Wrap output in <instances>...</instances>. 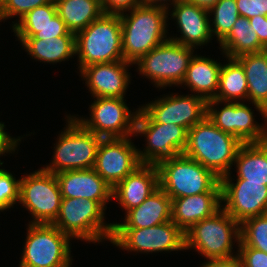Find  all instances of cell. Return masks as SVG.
Returning a JSON list of instances; mask_svg holds the SVG:
<instances>
[{"label": "cell", "mask_w": 267, "mask_h": 267, "mask_svg": "<svg viewBox=\"0 0 267 267\" xmlns=\"http://www.w3.org/2000/svg\"><path fill=\"white\" fill-rule=\"evenodd\" d=\"M138 110L135 123L175 124L189 130L207 116V100L196 94L172 93Z\"/></svg>", "instance_id": "8fae6325"}, {"label": "cell", "mask_w": 267, "mask_h": 267, "mask_svg": "<svg viewBox=\"0 0 267 267\" xmlns=\"http://www.w3.org/2000/svg\"><path fill=\"white\" fill-rule=\"evenodd\" d=\"M227 59L229 63L222 65L220 70L219 86L214 99L220 102H245V99L248 101L245 70L236 58Z\"/></svg>", "instance_id": "f546056e"}, {"label": "cell", "mask_w": 267, "mask_h": 267, "mask_svg": "<svg viewBox=\"0 0 267 267\" xmlns=\"http://www.w3.org/2000/svg\"><path fill=\"white\" fill-rule=\"evenodd\" d=\"M180 1H183V0H172V1L171 0H142V4L148 5V6L161 7L163 9L168 10L169 5L174 6L176 3ZM168 2H171V4H169Z\"/></svg>", "instance_id": "7bdbcfd3"}, {"label": "cell", "mask_w": 267, "mask_h": 267, "mask_svg": "<svg viewBox=\"0 0 267 267\" xmlns=\"http://www.w3.org/2000/svg\"><path fill=\"white\" fill-rule=\"evenodd\" d=\"M239 14L248 19L257 15L267 16V0H236Z\"/></svg>", "instance_id": "74e56055"}, {"label": "cell", "mask_w": 267, "mask_h": 267, "mask_svg": "<svg viewBox=\"0 0 267 267\" xmlns=\"http://www.w3.org/2000/svg\"><path fill=\"white\" fill-rule=\"evenodd\" d=\"M219 103L222 108H215ZM244 102L207 101V117L223 132L236 136L242 143H261L267 141V122L257 124L252 109ZM220 110V111H219Z\"/></svg>", "instance_id": "9a60e30c"}, {"label": "cell", "mask_w": 267, "mask_h": 267, "mask_svg": "<svg viewBox=\"0 0 267 267\" xmlns=\"http://www.w3.org/2000/svg\"><path fill=\"white\" fill-rule=\"evenodd\" d=\"M19 183L20 179L0 168V211L9 210L19 201Z\"/></svg>", "instance_id": "e575fe53"}, {"label": "cell", "mask_w": 267, "mask_h": 267, "mask_svg": "<svg viewBox=\"0 0 267 267\" xmlns=\"http://www.w3.org/2000/svg\"><path fill=\"white\" fill-rule=\"evenodd\" d=\"M124 98L96 97L90 118L73 116L85 129L102 138H126L134 135L138 109L130 111Z\"/></svg>", "instance_id": "4fadbf2b"}, {"label": "cell", "mask_w": 267, "mask_h": 267, "mask_svg": "<svg viewBox=\"0 0 267 267\" xmlns=\"http://www.w3.org/2000/svg\"><path fill=\"white\" fill-rule=\"evenodd\" d=\"M201 267H241V262L238 254H235L228 258L206 260Z\"/></svg>", "instance_id": "b9f144b4"}, {"label": "cell", "mask_w": 267, "mask_h": 267, "mask_svg": "<svg viewBox=\"0 0 267 267\" xmlns=\"http://www.w3.org/2000/svg\"><path fill=\"white\" fill-rule=\"evenodd\" d=\"M185 234V250L195 249L207 260L234 256L233 243H240V223L223 208L192 225ZM234 239V242H233Z\"/></svg>", "instance_id": "8992f818"}, {"label": "cell", "mask_w": 267, "mask_h": 267, "mask_svg": "<svg viewBox=\"0 0 267 267\" xmlns=\"http://www.w3.org/2000/svg\"><path fill=\"white\" fill-rule=\"evenodd\" d=\"M228 173L220 179L223 209L240 224L254 216L267 214V185L265 182H247Z\"/></svg>", "instance_id": "5bb4252c"}, {"label": "cell", "mask_w": 267, "mask_h": 267, "mask_svg": "<svg viewBox=\"0 0 267 267\" xmlns=\"http://www.w3.org/2000/svg\"><path fill=\"white\" fill-rule=\"evenodd\" d=\"M18 40H44L60 36H75L70 32L64 21L56 14L51 21L42 28H12Z\"/></svg>", "instance_id": "d6a6232c"}, {"label": "cell", "mask_w": 267, "mask_h": 267, "mask_svg": "<svg viewBox=\"0 0 267 267\" xmlns=\"http://www.w3.org/2000/svg\"><path fill=\"white\" fill-rule=\"evenodd\" d=\"M56 14V5L53 0L48 4L38 6L29 11L18 22L14 23L12 28H42L47 25Z\"/></svg>", "instance_id": "836d02e7"}, {"label": "cell", "mask_w": 267, "mask_h": 267, "mask_svg": "<svg viewBox=\"0 0 267 267\" xmlns=\"http://www.w3.org/2000/svg\"><path fill=\"white\" fill-rule=\"evenodd\" d=\"M53 0H7L0 8L1 20L6 21L10 17L18 16V21L32 9L48 4Z\"/></svg>", "instance_id": "d590c367"}, {"label": "cell", "mask_w": 267, "mask_h": 267, "mask_svg": "<svg viewBox=\"0 0 267 267\" xmlns=\"http://www.w3.org/2000/svg\"><path fill=\"white\" fill-rule=\"evenodd\" d=\"M142 4V0H101V7L106 14H121Z\"/></svg>", "instance_id": "f35d334b"}, {"label": "cell", "mask_w": 267, "mask_h": 267, "mask_svg": "<svg viewBox=\"0 0 267 267\" xmlns=\"http://www.w3.org/2000/svg\"><path fill=\"white\" fill-rule=\"evenodd\" d=\"M5 125L4 123L0 122V156L5 155V153H14L16 148L18 147L19 142L21 141L20 137L13 138L5 132ZM3 162L0 160V165Z\"/></svg>", "instance_id": "ab89813d"}, {"label": "cell", "mask_w": 267, "mask_h": 267, "mask_svg": "<svg viewBox=\"0 0 267 267\" xmlns=\"http://www.w3.org/2000/svg\"><path fill=\"white\" fill-rule=\"evenodd\" d=\"M124 222L112 223L113 228H145L171 221L172 199L159 187L138 207L125 213Z\"/></svg>", "instance_id": "603a6c76"}, {"label": "cell", "mask_w": 267, "mask_h": 267, "mask_svg": "<svg viewBox=\"0 0 267 267\" xmlns=\"http://www.w3.org/2000/svg\"><path fill=\"white\" fill-rule=\"evenodd\" d=\"M242 144L236 136L223 132L206 116L188 130L183 154L199 162L221 179L230 173Z\"/></svg>", "instance_id": "6da1fadb"}, {"label": "cell", "mask_w": 267, "mask_h": 267, "mask_svg": "<svg viewBox=\"0 0 267 267\" xmlns=\"http://www.w3.org/2000/svg\"><path fill=\"white\" fill-rule=\"evenodd\" d=\"M236 59L245 70L248 100L267 122V52L244 54Z\"/></svg>", "instance_id": "cb8c5ba5"}, {"label": "cell", "mask_w": 267, "mask_h": 267, "mask_svg": "<svg viewBox=\"0 0 267 267\" xmlns=\"http://www.w3.org/2000/svg\"><path fill=\"white\" fill-rule=\"evenodd\" d=\"M66 119L67 125L54 144L53 160L43 169L54 174L92 169L102 137L85 129L73 116H67Z\"/></svg>", "instance_id": "52a82bcc"}, {"label": "cell", "mask_w": 267, "mask_h": 267, "mask_svg": "<svg viewBox=\"0 0 267 267\" xmlns=\"http://www.w3.org/2000/svg\"><path fill=\"white\" fill-rule=\"evenodd\" d=\"M240 243L267 253V214L250 217L240 224Z\"/></svg>", "instance_id": "1f68e13d"}, {"label": "cell", "mask_w": 267, "mask_h": 267, "mask_svg": "<svg viewBox=\"0 0 267 267\" xmlns=\"http://www.w3.org/2000/svg\"><path fill=\"white\" fill-rule=\"evenodd\" d=\"M186 1L209 11L219 0H186Z\"/></svg>", "instance_id": "ee69618b"}, {"label": "cell", "mask_w": 267, "mask_h": 267, "mask_svg": "<svg viewBox=\"0 0 267 267\" xmlns=\"http://www.w3.org/2000/svg\"><path fill=\"white\" fill-rule=\"evenodd\" d=\"M250 25L256 31L260 44L267 48V16L257 15L249 19Z\"/></svg>", "instance_id": "60d3db41"}, {"label": "cell", "mask_w": 267, "mask_h": 267, "mask_svg": "<svg viewBox=\"0 0 267 267\" xmlns=\"http://www.w3.org/2000/svg\"><path fill=\"white\" fill-rule=\"evenodd\" d=\"M209 15H214L213 19H210V29L212 36L216 35L219 43L230 33L232 26L240 16L236 0H219L209 10Z\"/></svg>", "instance_id": "4dcf8cb0"}, {"label": "cell", "mask_w": 267, "mask_h": 267, "mask_svg": "<svg viewBox=\"0 0 267 267\" xmlns=\"http://www.w3.org/2000/svg\"><path fill=\"white\" fill-rule=\"evenodd\" d=\"M222 64L208 57L194 55L185 77L181 82L196 95L208 100L214 99L219 86Z\"/></svg>", "instance_id": "d4e9b609"}, {"label": "cell", "mask_w": 267, "mask_h": 267, "mask_svg": "<svg viewBox=\"0 0 267 267\" xmlns=\"http://www.w3.org/2000/svg\"><path fill=\"white\" fill-rule=\"evenodd\" d=\"M158 188L157 166L142 164L112 189V199L115 198L127 213L138 207Z\"/></svg>", "instance_id": "44dd1931"}, {"label": "cell", "mask_w": 267, "mask_h": 267, "mask_svg": "<svg viewBox=\"0 0 267 267\" xmlns=\"http://www.w3.org/2000/svg\"><path fill=\"white\" fill-rule=\"evenodd\" d=\"M159 187L171 198L221 192L220 178L192 158L180 154L159 162Z\"/></svg>", "instance_id": "277c9868"}, {"label": "cell", "mask_w": 267, "mask_h": 267, "mask_svg": "<svg viewBox=\"0 0 267 267\" xmlns=\"http://www.w3.org/2000/svg\"><path fill=\"white\" fill-rule=\"evenodd\" d=\"M221 192H205L172 199L171 220L186 232L192 225L222 208Z\"/></svg>", "instance_id": "7402d4cb"}, {"label": "cell", "mask_w": 267, "mask_h": 267, "mask_svg": "<svg viewBox=\"0 0 267 267\" xmlns=\"http://www.w3.org/2000/svg\"><path fill=\"white\" fill-rule=\"evenodd\" d=\"M57 14L73 33L85 29L104 12L101 0H54Z\"/></svg>", "instance_id": "4316f807"}, {"label": "cell", "mask_w": 267, "mask_h": 267, "mask_svg": "<svg viewBox=\"0 0 267 267\" xmlns=\"http://www.w3.org/2000/svg\"><path fill=\"white\" fill-rule=\"evenodd\" d=\"M20 179L19 201L34 218L32 224H53L58 217L62 194L54 173L43 168Z\"/></svg>", "instance_id": "30bf717a"}, {"label": "cell", "mask_w": 267, "mask_h": 267, "mask_svg": "<svg viewBox=\"0 0 267 267\" xmlns=\"http://www.w3.org/2000/svg\"><path fill=\"white\" fill-rule=\"evenodd\" d=\"M172 8L171 18L176 20L180 37H169L181 45L195 48L212 40L209 11L202 9L186 0L176 3Z\"/></svg>", "instance_id": "ffe728a7"}, {"label": "cell", "mask_w": 267, "mask_h": 267, "mask_svg": "<svg viewBox=\"0 0 267 267\" xmlns=\"http://www.w3.org/2000/svg\"><path fill=\"white\" fill-rule=\"evenodd\" d=\"M132 64L125 60L92 64L83 67L80 73L93 98H124L130 83L128 67Z\"/></svg>", "instance_id": "ac0fdd59"}, {"label": "cell", "mask_w": 267, "mask_h": 267, "mask_svg": "<svg viewBox=\"0 0 267 267\" xmlns=\"http://www.w3.org/2000/svg\"><path fill=\"white\" fill-rule=\"evenodd\" d=\"M55 175L62 198H87L107 209L113 188L93 168L67 170Z\"/></svg>", "instance_id": "d6986e66"}, {"label": "cell", "mask_w": 267, "mask_h": 267, "mask_svg": "<svg viewBox=\"0 0 267 267\" xmlns=\"http://www.w3.org/2000/svg\"><path fill=\"white\" fill-rule=\"evenodd\" d=\"M138 134V135H137ZM146 137L145 149L138 150L141 164L157 165L159 162L183 154L188 130L175 124L135 123L134 136Z\"/></svg>", "instance_id": "2e32d148"}, {"label": "cell", "mask_w": 267, "mask_h": 267, "mask_svg": "<svg viewBox=\"0 0 267 267\" xmlns=\"http://www.w3.org/2000/svg\"><path fill=\"white\" fill-rule=\"evenodd\" d=\"M219 44L222 53L229 58L265 50L249 19L242 16L237 18L230 33Z\"/></svg>", "instance_id": "f1b7e54d"}, {"label": "cell", "mask_w": 267, "mask_h": 267, "mask_svg": "<svg viewBox=\"0 0 267 267\" xmlns=\"http://www.w3.org/2000/svg\"><path fill=\"white\" fill-rule=\"evenodd\" d=\"M168 11L161 7L141 4L121 13L122 51L125 61L135 63L167 38ZM126 14V15H125Z\"/></svg>", "instance_id": "7a4b0ae2"}, {"label": "cell", "mask_w": 267, "mask_h": 267, "mask_svg": "<svg viewBox=\"0 0 267 267\" xmlns=\"http://www.w3.org/2000/svg\"><path fill=\"white\" fill-rule=\"evenodd\" d=\"M126 138H102L93 169L114 188L141 164L138 148Z\"/></svg>", "instance_id": "e0dca14e"}, {"label": "cell", "mask_w": 267, "mask_h": 267, "mask_svg": "<svg viewBox=\"0 0 267 267\" xmlns=\"http://www.w3.org/2000/svg\"><path fill=\"white\" fill-rule=\"evenodd\" d=\"M241 267H267V253L248 246H238Z\"/></svg>", "instance_id": "8d00e7d4"}, {"label": "cell", "mask_w": 267, "mask_h": 267, "mask_svg": "<svg viewBox=\"0 0 267 267\" xmlns=\"http://www.w3.org/2000/svg\"><path fill=\"white\" fill-rule=\"evenodd\" d=\"M19 41L32 58L43 63H60L76 55L75 36Z\"/></svg>", "instance_id": "83f0119b"}, {"label": "cell", "mask_w": 267, "mask_h": 267, "mask_svg": "<svg viewBox=\"0 0 267 267\" xmlns=\"http://www.w3.org/2000/svg\"><path fill=\"white\" fill-rule=\"evenodd\" d=\"M105 209L87 198H62L58 217L53 225L70 238L99 243L111 240L112 223L104 222Z\"/></svg>", "instance_id": "5b68a950"}, {"label": "cell", "mask_w": 267, "mask_h": 267, "mask_svg": "<svg viewBox=\"0 0 267 267\" xmlns=\"http://www.w3.org/2000/svg\"><path fill=\"white\" fill-rule=\"evenodd\" d=\"M7 2V0H0V8Z\"/></svg>", "instance_id": "f6af8a7d"}, {"label": "cell", "mask_w": 267, "mask_h": 267, "mask_svg": "<svg viewBox=\"0 0 267 267\" xmlns=\"http://www.w3.org/2000/svg\"><path fill=\"white\" fill-rule=\"evenodd\" d=\"M193 53L194 48L168 39L141 56L133 65H138L139 74L150 79L156 88L180 86Z\"/></svg>", "instance_id": "9c48e42d"}, {"label": "cell", "mask_w": 267, "mask_h": 267, "mask_svg": "<svg viewBox=\"0 0 267 267\" xmlns=\"http://www.w3.org/2000/svg\"><path fill=\"white\" fill-rule=\"evenodd\" d=\"M79 71L86 66L124 60L119 14L103 13L75 34Z\"/></svg>", "instance_id": "3957f363"}, {"label": "cell", "mask_w": 267, "mask_h": 267, "mask_svg": "<svg viewBox=\"0 0 267 267\" xmlns=\"http://www.w3.org/2000/svg\"><path fill=\"white\" fill-rule=\"evenodd\" d=\"M19 267H67L72 265L68 235L53 224H28ZM71 256V257H70Z\"/></svg>", "instance_id": "ba28073f"}, {"label": "cell", "mask_w": 267, "mask_h": 267, "mask_svg": "<svg viewBox=\"0 0 267 267\" xmlns=\"http://www.w3.org/2000/svg\"><path fill=\"white\" fill-rule=\"evenodd\" d=\"M110 242L123 250L146 254L185 250V234L172 220L153 227L113 228Z\"/></svg>", "instance_id": "7c38bea8"}, {"label": "cell", "mask_w": 267, "mask_h": 267, "mask_svg": "<svg viewBox=\"0 0 267 267\" xmlns=\"http://www.w3.org/2000/svg\"><path fill=\"white\" fill-rule=\"evenodd\" d=\"M236 179L247 182H265L267 185V141L261 143H243L236 159Z\"/></svg>", "instance_id": "484cf974"}]
</instances>
